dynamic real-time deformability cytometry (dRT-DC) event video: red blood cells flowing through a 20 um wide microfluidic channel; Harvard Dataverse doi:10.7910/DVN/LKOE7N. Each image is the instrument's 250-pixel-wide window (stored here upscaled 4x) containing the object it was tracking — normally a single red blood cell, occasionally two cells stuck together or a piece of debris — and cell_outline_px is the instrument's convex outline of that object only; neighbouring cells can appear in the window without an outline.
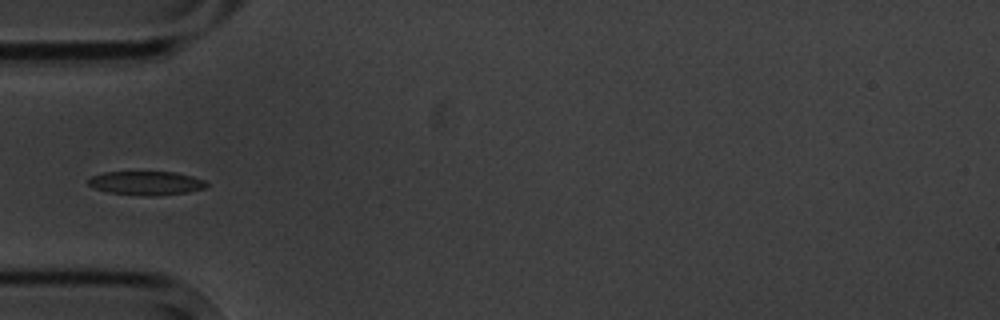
{"species": "common noctule bat (a hibernating species)", "species_latin": "Nyctalus noctula", "temperature_condition": "cold", "stored_images_in_passage": 4, "camera_frame_rate_fps": 3000, "um_per_image_px": 0.085, "animal": {"sex": "male", "body_mass_g": 20.1, "forearm_length_mm": 53.5}, "frame": {"image": 1, "passage_image": 3, "time_ms": 2.333, "image_size_px": [1000, 320], "cell_outline_px": [[208, 184], [204, 188], [188, 192], [156, 196], [148, 196], [108, 192], [92, 188], [88, 184], [88, 180], [92, 176], [104, 172], [176, 172], [192, 176], [204, 180]], "centroid_in_image_um": [12.42, 15.56], "position_along_channel_um": 72.6, "area_um2": 16.42}}
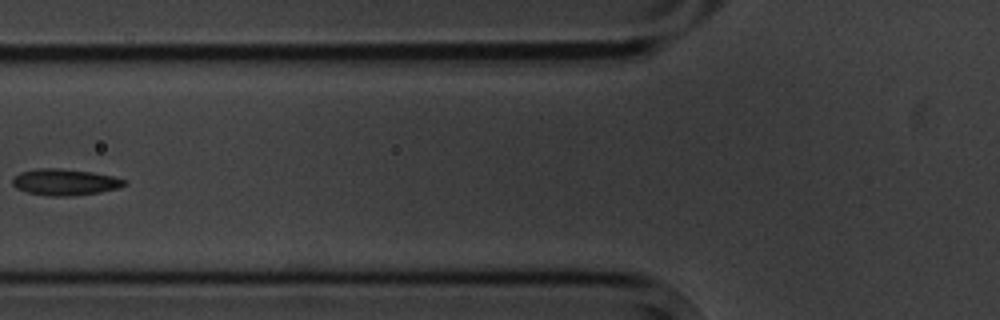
{"frame": {"image": 2, "passage_image": 4, "time_ms": 3.667, "image_size_px": [1000, 320], "cell_outline_px": [[128, 184], [120, 188], [100, 192], [72, 196], [48, 196], [28, 192], [16, 188], [12, 184], [12, 176], [20, 172], [36, 168], [60, 168], [92, 172], [112, 176], [128, 180]], "centroid_in_image_um": [5.53, 15.47], "position_along_channel_um": 120.3, "area_um2": 17.46}}